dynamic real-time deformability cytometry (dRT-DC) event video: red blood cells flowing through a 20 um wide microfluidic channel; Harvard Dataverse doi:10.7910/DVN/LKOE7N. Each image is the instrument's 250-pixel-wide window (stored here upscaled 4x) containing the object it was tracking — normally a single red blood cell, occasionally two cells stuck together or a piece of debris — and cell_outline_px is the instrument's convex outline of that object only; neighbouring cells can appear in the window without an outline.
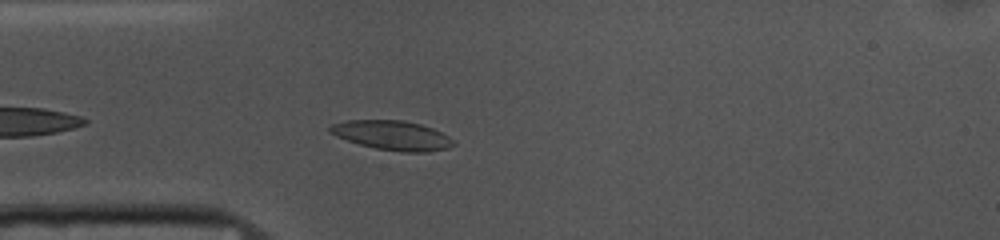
{"species": "common noctule bat (a hibernating species)", "species_latin": "Nyctalus noctula", "temperature_condition": "cold", "stored_images_in_passage": 31, "camera_frame_rate_fps": 3000, "um_per_image_px": 0.085, "animal": {"sex": "female", "body_mass_g": 10.0, "forearm_length_mm": 53.1}, "frame": {"image": 1, "passage_image": 4, "time_ms": 1.0, "image_size_px": [1000, 240], "cell_outline_px": [[456, 144], [448, 148], [428, 152], [400, 152], [376, 148], [360, 144], [336, 136], [328, 132], [328, 128], [332, 124], [348, 120], [404, 120], [420, 124], [432, 128], [448, 136]], "centroid_in_image_um": [33.34, 11.5], "position_along_channel_um": 51.7, "area_um2": 21.1}}
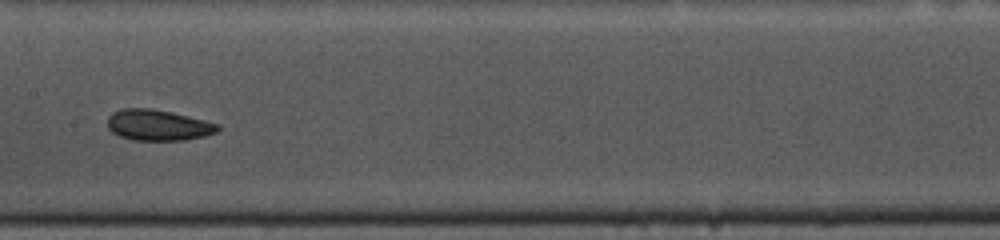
{"frame": {"image": 2, "passage_image": 16, "time_ms": 5.0, "image_size_px": [1000, 240], "cell_outline_px": [[220, 128], [216, 132], [204, 136], [184, 140], [132, 140], [120, 136], [112, 132], [108, 128], [108, 116], [112, 112], [120, 108], [152, 108], [172, 112], [220, 124]], "centroid_in_image_um": [13.42, 10.63], "position_along_channel_um": 194.0, "area_um2": 19.94}}
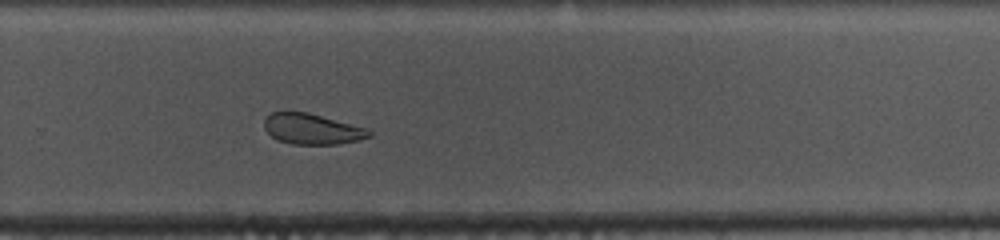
{"frame": {"image": 3, "passage_image": 25, "time_ms": 8.0, "image_size_px": [1000, 240], "cell_outline_px": [[372, 136], [360, 140], [336, 144], [292, 144], [276, 140], [264, 128], [264, 120], [272, 112], [308, 112], [368, 128], [372, 132]], "centroid_in_image_um": [26.55, 10.97], "position_along_channel_um": 303.2, "area_um2": 18.79}, "authors_computed_cell_mechanics": {"area_um2": 19.941, "velocity_mm_per_s": 3.6607, "shape_relaxation_time_tau1_ms": 3.4038, "shape_relaxation_time_tau2_ms": 2.0552, "deformation_change_tau1": 0.0851, "deformation_change_tau2": 0.0744}}